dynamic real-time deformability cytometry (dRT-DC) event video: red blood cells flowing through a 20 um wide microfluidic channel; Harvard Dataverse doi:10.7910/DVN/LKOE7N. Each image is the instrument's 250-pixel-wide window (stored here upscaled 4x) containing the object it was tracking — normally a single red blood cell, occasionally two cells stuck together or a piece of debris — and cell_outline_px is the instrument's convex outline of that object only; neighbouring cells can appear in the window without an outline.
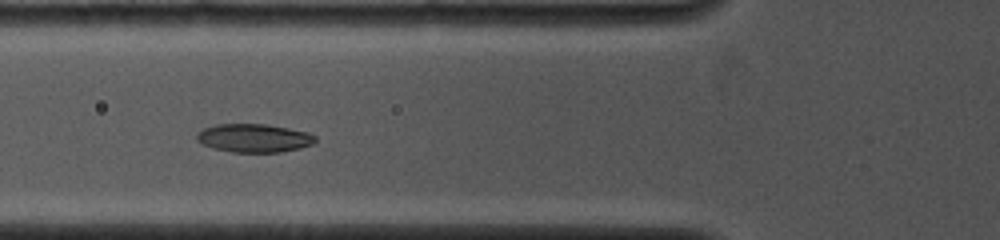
{"species": "common noctule bat (a hibernating species)", "species_latin": "Nyctalus noctula", "temperature_condition": "cold", "stored_images_in_passage": 26, "camera_frame_rate_fps": 4000, "um_per_image_px": 0.085, "animal": {"sex": "female", "body_mass_g": 19.0, "forearm_length_mm": 53.3}, "frame": {"image": 1, "passage_image": 6, "time_ms": 4.75, "image_size_px": [1000, 240], "cell_outline_px": [[316, 140], [312, 144], [300, 148], [280, 152], [232, 152], [212, 148], [196, 140], [196, 132], [204, 128], [216, 124], [268, 124], [308, 132], [316, 136]], "centroid_in_image_um": [21.57, 11.73], "position_along_channel_um": 104.2, "area_um2": 19.71}}
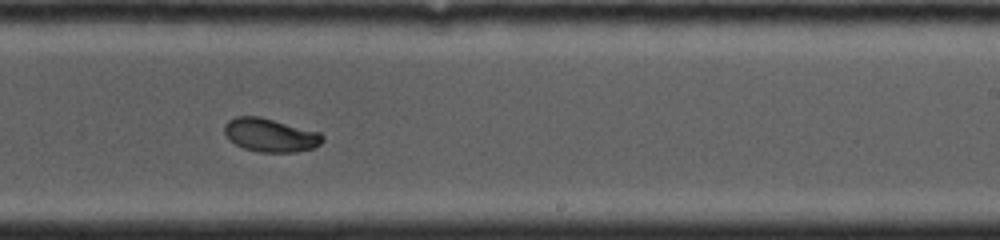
{"frame": {"image": 2, "passage_image": 14, "time_ms": 8.75, "image_size_px": [1000, 240], "cell_outline_px": [[324, 140], [320, 144], [312, 148], [296, 152], [260, 152], [244, 148], [236, 144], [224, 132], [224, 124], [228, 120], [236, 116], [260, 116], [320, 132], [324, 136]], "centroid_in_image_um": [23.0, 11.47], "position_along_channel_um": 266.0, "area_um2": 19.07}}
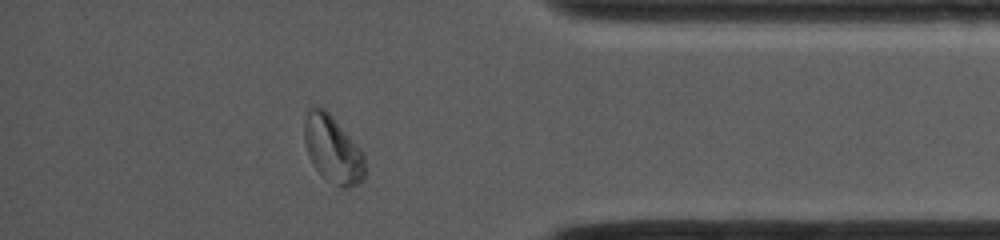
{"frame": {"image": 3, "passage_image": 23, "time_ms": 12.5, "image_size_px": [1000, 240], "cell_outline_px": [[364, 180], [348, 188], [344, 188], [336, 184], [324, 176], [312, 164], [308, 156], [304, 140], [304, 120], [308, 108], [324, 108], [332, 116], [364, 152]], "centroid_in_image_um": [28.28, 12.68], "position_along_channel_um": 406.9, "area_um2": 23.47}, "authors_computed_cell_mechanics": {"area_um2": 19.7387, "velocity_mm_per_s": 4.0517, "shape_relaxation_time_tau1_ms": 3.1457, "shape_relaxation_time_tau2_ms": 6.9683, "deformation_change_tau1": 0.1259, "deformation_change_tau2": 0.0678}}